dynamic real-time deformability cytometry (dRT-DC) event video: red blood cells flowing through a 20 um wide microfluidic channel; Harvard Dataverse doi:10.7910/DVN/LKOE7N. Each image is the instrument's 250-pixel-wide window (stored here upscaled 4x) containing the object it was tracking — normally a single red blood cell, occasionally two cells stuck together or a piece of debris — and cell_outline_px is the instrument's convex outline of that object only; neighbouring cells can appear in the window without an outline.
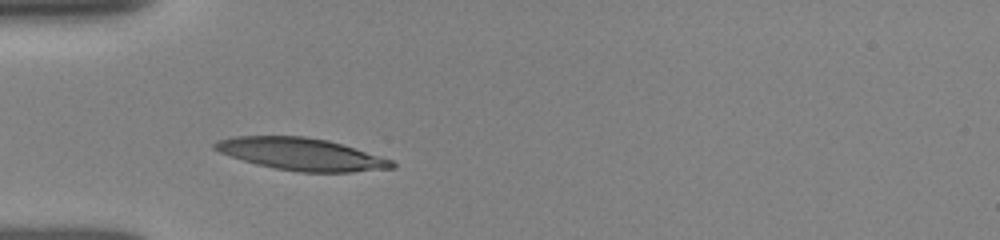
{"species": "human", "species_latin": "Homo sapiens", "temperature_condition": "room temperature", "stored_images_in_passage": 29, "camera_frame_rate_fps": 3000, "um_per_image_px": 0.085, "donor": {"sex": "female"}, "frame": {"image": 1, "passage_image": 1, "time_ms": 0.0, "image_size_px": [1000, 240], "cell_outline_px": [[396, 168], [352, 172], [300, 172], [276, 168], [256, 164], [220, 152], [212, 148], [212, 144], [216, 140], [232, 136], [304, 136], [328, 140], [392, 160], [396, 164]], "centroid_in_image_um": [25.59, 13.1], "position_along_channel_um": 59.4, "area_um2": 33.12}}
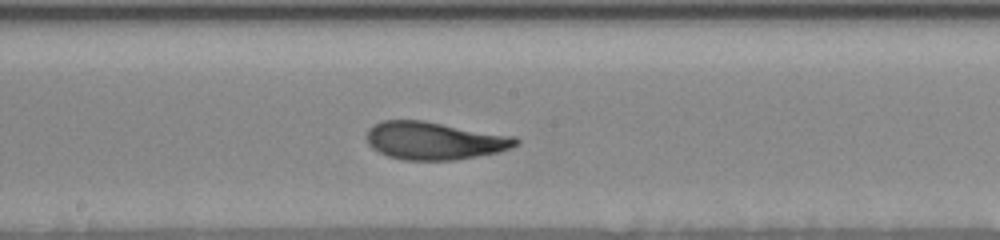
{"frame": {"image": 2, "passage_image": 13, "time_ms": 4.0, "image_size_px": [1000, 240], "cell_outline_px": [[520, 144], [512, 148], [500, 152], [456, 160], [404, 160], [388, 156], [372, 148], [368, 144], [364, 136], [368, 128], [372, 124], [384, 120], [424, 120], [516, 136], [520, 140]], "centroid_in_image_um": [36.94, 11.95], "position_along_channel_um": 211.3, "area_um2": 33.47}}
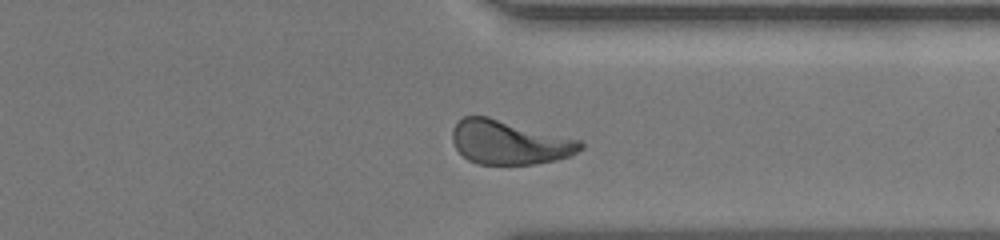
{"frame": {"image": 3, "passage_image": 25, "time_ms": 8.0, "image_size_px": [1000, 240], "cell_outline_px": [[584, 148], [568, 156], [556, 160], [532, 164], [476, 164], [468, 160], [456, 148], [452, 140], [452, 128], [464, 116], [488, 116], [580, 140], [584, 144]], "centroid_in_image_um": [43.28, 12.1], "position_along_channel_um": 368.1, "area_um2": 32.71}, "authors_computed_cell_mechanics": {"area_um2": 32.8304, "velocity_mm_per_s": 3.9216, "shape_relaxation_time_tau1_ms": 4.3398, "shape_relaxation_time_tau2_ms": 1.2723, "deformation_change_tau1": 0.1867, "deformation_change_tau2": 0.0833}}